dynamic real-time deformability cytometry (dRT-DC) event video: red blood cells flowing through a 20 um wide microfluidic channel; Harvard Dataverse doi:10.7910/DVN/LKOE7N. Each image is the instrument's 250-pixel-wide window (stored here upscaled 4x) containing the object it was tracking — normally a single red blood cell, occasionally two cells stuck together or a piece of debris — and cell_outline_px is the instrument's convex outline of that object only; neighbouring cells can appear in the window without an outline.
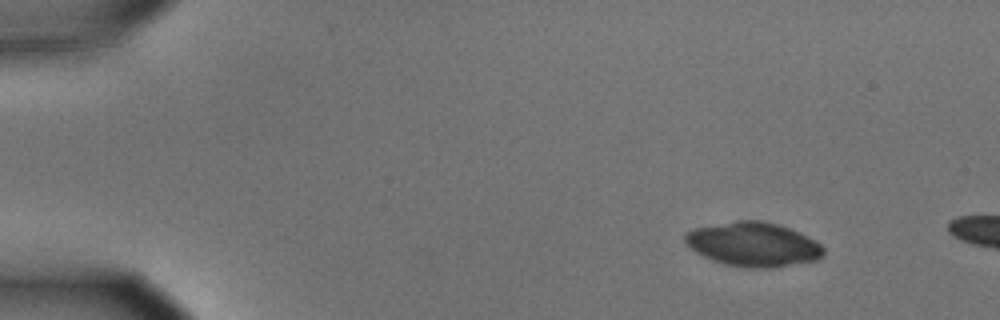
{"species": "common noctule bat (a hibernating species)", "species_latin": "Nyctalus noctula", "temperature_condition": "cold", "stored_images_in_passage": 14, "camera_frame_rate_fps": 3000, "um_per_image_px": 0.085, "animal": {"sex": "male", "body_mass_g": 15.6}, "frame": {"image": 1, "passage_image": 7, "time_ms": 2.0, "image_size_px": [1000, 320], "cell_outline_px": [[824, 256], [816, 260], [772, 268], [744, 268], [724, 264], [712, 260], [696, 252], [684, 240], [684, 232], [692, 228], [736, 220], [764, 220], [800, 232], [808, 236], [820, 244], [824, 248]], "centroid_in_image_um": [64.02, 20.77], "position_along_channel_um": 21.0, "area_um2": 35.89}}